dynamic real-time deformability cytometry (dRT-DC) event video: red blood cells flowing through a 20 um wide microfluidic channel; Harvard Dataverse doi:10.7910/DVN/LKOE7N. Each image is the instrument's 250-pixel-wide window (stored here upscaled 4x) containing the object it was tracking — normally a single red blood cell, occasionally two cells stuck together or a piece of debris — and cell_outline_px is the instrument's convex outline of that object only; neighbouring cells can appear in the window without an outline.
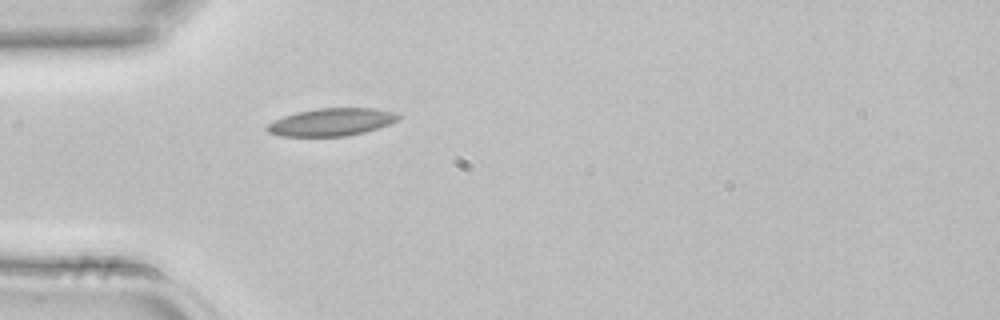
{"species": "common noctule bat (a hibernating species)", "species_latin": "Nyctalus noctula", "temperature_condition": "room temperature", "stored_images_in_passage": 4, "camera_frame_rate_fps": 3000, "um_per_image_px": 0.085, "animal": {"sex": "female", "body_mass_g": 22.7, "forearm_length_mm": 54.2}, "frame": {"image": 1, "passage_image": 4, "time_ms": 1.0, "image_size_px": [1000, 320], "cell_outline_px": [[400, 116], [396, 120], [388, 124], [364, 132], [344, 136], [280, 136], [268, 132], [264, 128], [268, 124], [284, 116], [296, 112], [316, 108], [372, 108], [396, 112]], "centroid_in_image_um": [28.14, 10.37], "position_along_channel_um": 56.9, "area_um2": 20.92}}